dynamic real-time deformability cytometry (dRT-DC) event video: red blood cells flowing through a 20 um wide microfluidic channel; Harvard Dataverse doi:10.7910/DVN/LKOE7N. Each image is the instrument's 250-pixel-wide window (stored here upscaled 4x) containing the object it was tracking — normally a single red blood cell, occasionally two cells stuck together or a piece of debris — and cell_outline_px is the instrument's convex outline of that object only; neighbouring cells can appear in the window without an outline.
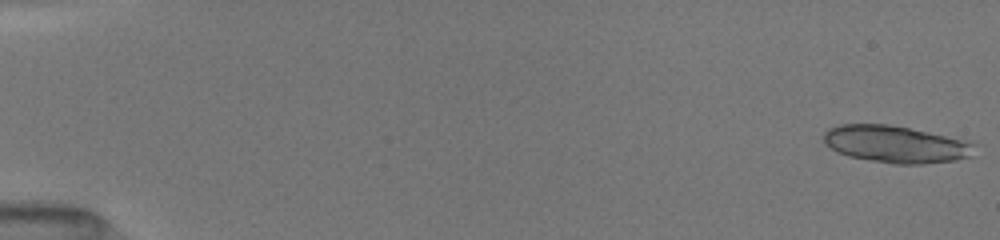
{"species": "common noctule bat (a hibernating species)", "species_latin": "Nyctalus noctula", "temperature_condition": "room temperature", "stored_images_in_passage": 35, "segment_of_instrument_passage": [1, 2], "camera_frame_rate_fps": 3000, "um_per_image_px": 0.085, "animal": {"sex": "female", "body_mass_g": 19.5, "forearm_length_mm": 54.1}, "frame": {"image": 1, "passage_image": 1, "time_ms": 0.0, "image_size_px": [1000, 240], "cell_outline_px": [[972, 156], [956, 160], [924, 164], [892, 164], [868, 160], [848, 156], [836, 152], [824, 140], [824, 132], [828, 128], [840, 124], [888, 124], [972, 140]], "centroid_in_image_um": [76.15, 12.26], "position_along_channel_um": 8.8, "area_um2": 32.77}}